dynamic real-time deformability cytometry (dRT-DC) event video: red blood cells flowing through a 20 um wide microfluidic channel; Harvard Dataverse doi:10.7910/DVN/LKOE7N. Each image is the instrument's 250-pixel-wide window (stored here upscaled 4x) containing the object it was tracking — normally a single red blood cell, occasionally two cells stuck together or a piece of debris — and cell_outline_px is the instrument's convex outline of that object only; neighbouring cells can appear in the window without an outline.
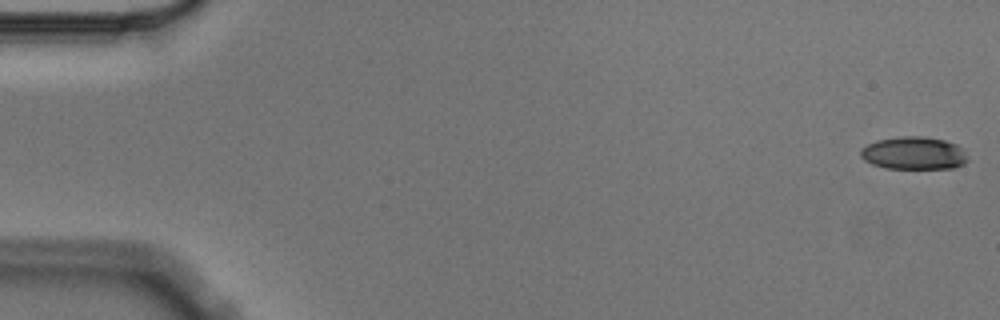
{"species": "Egyptian fruit bat (a non-hibernating species)", "species_latin": "Rousettus aegyptiacus", "temperature_condition": "cold", "stored_images_in_passage": 5, "camera_frame_rate_fps": 3000, "um_per_image_px": 0.085, "animal": {"sex": "male"}, "frame": {"image": 1, "passage_image": 1, "time_ms": 0.0, "image_size_px": [1000, 320], "cell_outline_px": [[968, 160], [964, 164], [952, 168], [884, 168], [872, 164], [864, 160], [860, 156], [860, 148], [876, 140], [904, 136], [924, 136], [944, 140], [956, 144], [960, 148]], "centroid_in_image_um": [77.63, 13.02], "position_along_channel_um": 7.4, "area_um2": 20.35}}
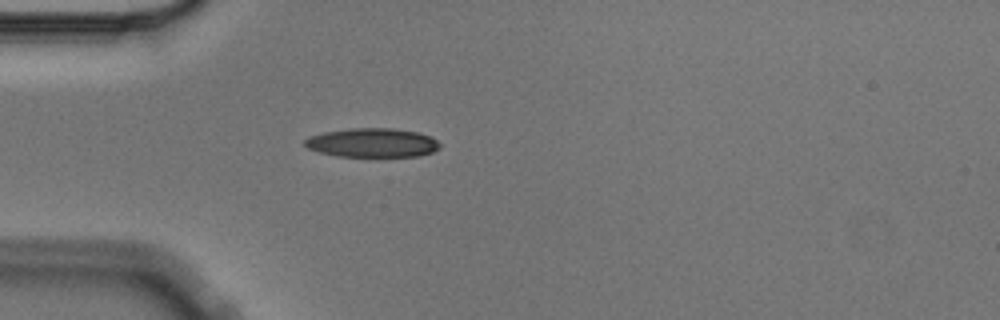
{"frame": {"image": 2, "passage_image": 5, "time_ms": 1.333, "image_size_px": [1000, 320], "cell_outline_px": [[440, 148], [432, 152], [420, 156], [336, 156], [320, 152], [308, 148], [304, 144], [304, 140], [312, 136], [324, 132], [352, 128], [392, 128], [416, 132], [428, 136], [436, 140], [440, 144]], "centroid_in_image_um": [31.65, 12.13], "position_along_channel_um": 53.3, "area_um2": 22.6}}